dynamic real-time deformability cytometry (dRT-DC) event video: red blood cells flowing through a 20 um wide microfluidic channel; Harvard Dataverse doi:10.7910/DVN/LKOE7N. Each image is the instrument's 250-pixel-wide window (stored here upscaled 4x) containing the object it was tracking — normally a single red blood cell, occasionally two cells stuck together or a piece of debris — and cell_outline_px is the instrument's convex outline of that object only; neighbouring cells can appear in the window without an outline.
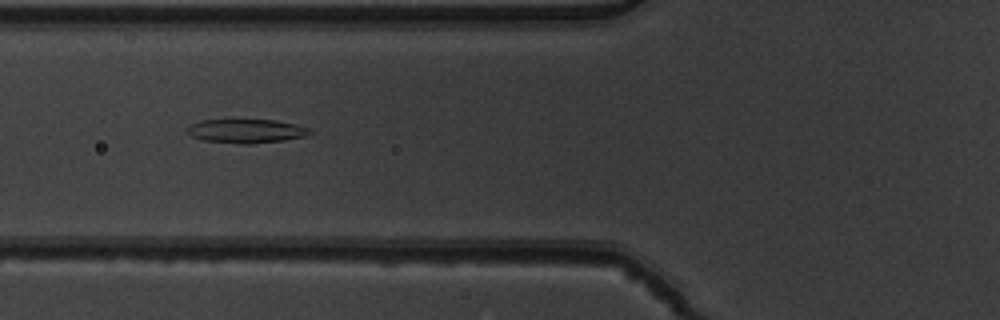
{"species": "common noctule bat (a hibernating species)", "species_latin": "Nyctalus noctula", "temperature_condition": "warm", "stored_images_in_passage": 7, "camera_frame_rate_fps": 3000, "um_per_image_px": 0.085, "animal": {"sex": "male", "body_mass_g": 19.5, "forearm_length_mm": 54.6}, "frame": {"image": 1, "passage_image": 5, "time_ms": 1.333, "image_size_px": [1000, 320], "cell_outline_px": [[312, 132], [304, 136], [284, 140], [248, 144], [240, 144], [204, 140], [192, 136], [184, 128], [200, 120], [276, 120], [296, 124], [312, 128]], "centroid_in_image_um": [20.94, 11.13], "position_along_channel_um": 104.9, "area_um2": 17.05}}
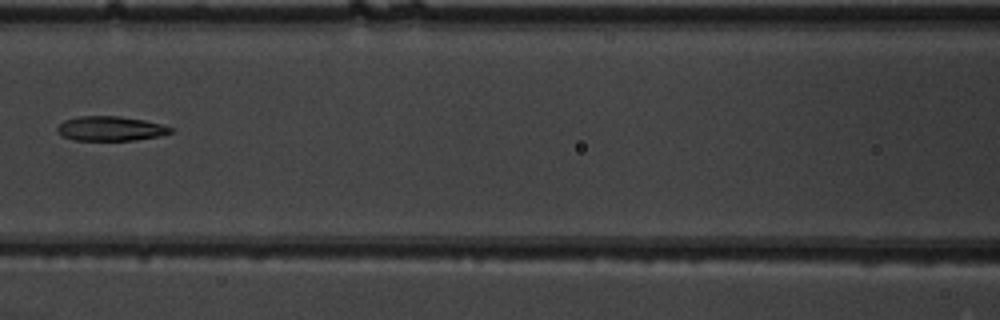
{"frame": {"image": 2, "passage_image": 6, "time_ms": 1.667, "image_size_px": [1000, 320], "cell_outline_px": [[176, 132], [160, 136], [132, 140], [76, 140], [60, 136], [56, 132], [56, 128], [64, 120], [80, 116], [120, 116], [144, 120], [176, 128]], "centroid_in_image_um": [9.42, 10.93], "position_along_channel_um": 157.2, "area_um2": 16.42}}
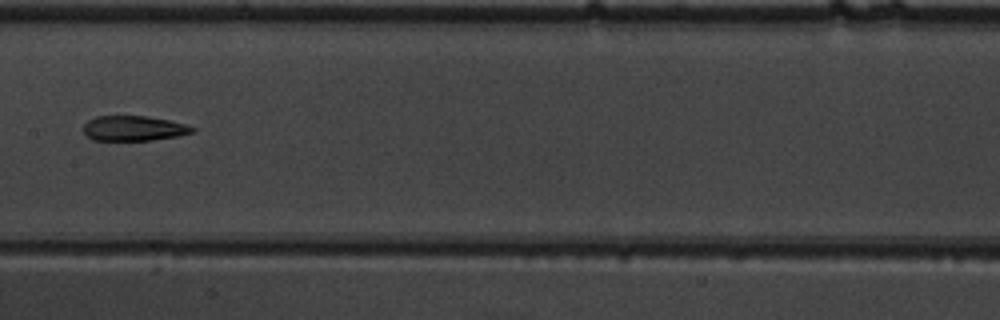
{"frame": {"image": 3, "passage_image": 7, "time_ms": 2.0, "image_size_px": [1000, 320], "cell_outline_px": [[196, 128], [192, 132], [176, 136], [152, 140], [92, 140], [84, 132], [84, 124], [88, 120], [96, 116], [148, 116], [168, 120], [184, 124]], "centroid_in_image_um": [11.34, 10.9], "position_along_channel_um": 196.1, "area_um2": 15.72}}